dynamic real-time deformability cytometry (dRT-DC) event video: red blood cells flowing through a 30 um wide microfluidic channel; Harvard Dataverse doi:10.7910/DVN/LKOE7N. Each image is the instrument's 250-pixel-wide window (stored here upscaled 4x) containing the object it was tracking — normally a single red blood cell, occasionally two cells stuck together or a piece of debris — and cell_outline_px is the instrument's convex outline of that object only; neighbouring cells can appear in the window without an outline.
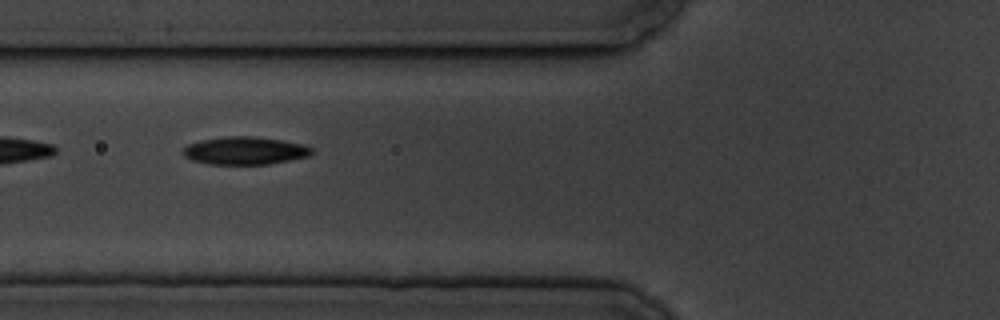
{"species": "common noctule bat (a hibernating species)", "species_latin": "Nyctalus noctula", "temperature_condition": "cold", "stored_images_in_passage": 11, "camera_frame_rate_fps": 3000, "um_per_image_px": 0.085, "animal": {"sex": "male", "body_mass_g": 19.5, "forearm_length_mm": 54.6}, "frame": {"image": 1, "passage_image": 6, "time_ms": 6.333, "image_size_px": [1000, 320], "cell_outline_px": [[312, 152], [308, 156], [268, 164], [208, 164], [192, 160], [184, 156], [184, 148], [188, 144], [200, 140], [224, 136], [252, 136], [280, 140], [304, 144], [312, 148]], "centroid_in_image_um": [20.79, 12.8], "position_along_channel_um": 105.0, "area_um2": 20.69}}
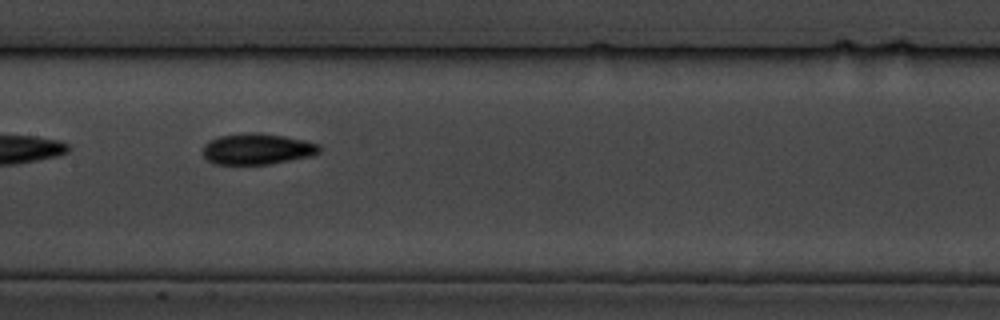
{"frame": {"image": 2, "passage_image": 8, "time_ms": 8.667, "image_size_px": [1000, 320], "cell_outline_px": [[324, 148], [320, 152], [312, 156], [268, 164], [212, 164], [204, 156], [204, 144], [208, 140], [220, 136], [248, 132], [260, 132], [284, 136], [304, 140], [320, 144]], "centroid_in_image_um": [21.89, 12.65], "position_along_channel_um": 185.5, "area_um2": 21.27}}
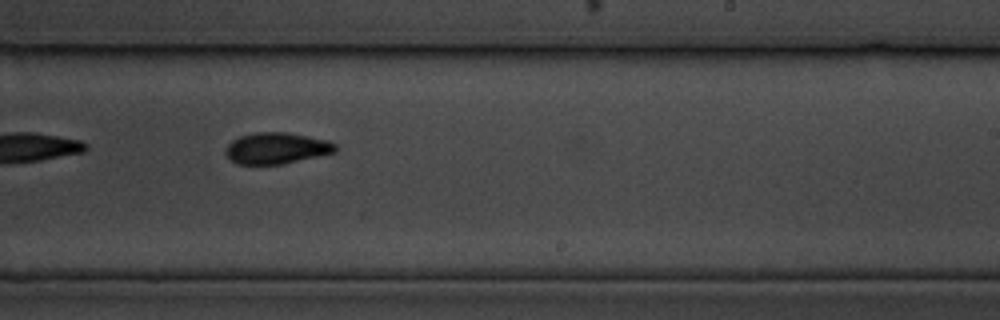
{"frame": {"image": 3, "passage_image": 10, "time_ms": 11.0, "image_size_px": [1000, 320], "cell_outline_px": [[336, 152], [284, 164], [236, 164], [224, 152], [228, 144], [232, 140], [240, 136], [256, 132], [284, 132], [308, 136], [328, 140], [336, 144]], "centroid_in_image_um": [23.51, 12.6], "position_along_channel_um": 265.5, "area_um2": 20.0}}